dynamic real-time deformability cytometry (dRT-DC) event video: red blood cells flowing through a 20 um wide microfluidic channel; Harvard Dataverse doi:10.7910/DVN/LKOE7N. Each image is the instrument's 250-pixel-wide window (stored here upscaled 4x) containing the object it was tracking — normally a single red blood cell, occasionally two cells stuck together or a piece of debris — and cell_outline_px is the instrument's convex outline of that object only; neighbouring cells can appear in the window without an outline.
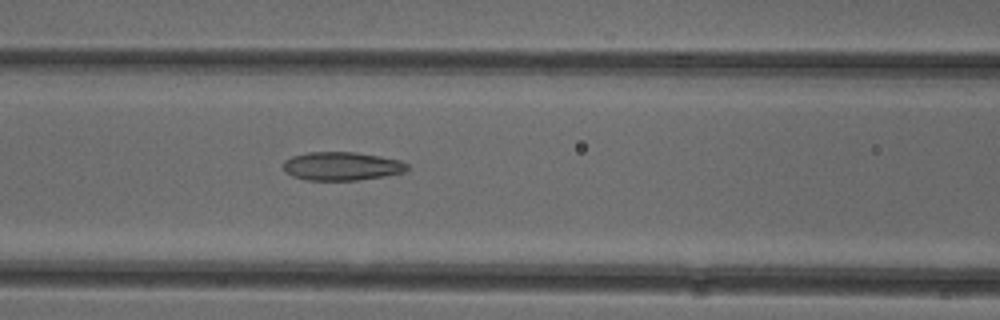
{"species": "common noctule bat (a hibernating species)", "species_latin": "Nyctalus noctula", "temperature_condition": "cold", "stored_images_in_passage": 32, "camera_frame_rate_fps": 3000, "um_per_image_px": 0.085, "animal": {"sex": "female"}, "frame": {"image": 1, "passage_image": 8, "time_ms": 2.333, "image_size_px": [1000, 320], "cell_outline_px": [[408, 168], [404, 172], [384, 176], [356, 180], [308, 180], [292, 176], [284, 172], [284, 160], [292, 156], [308, 152], [356, 152], [380, 156], [400, 160], [408, 164]], "centroid_in_image_um": [29.04, 14.12], "position_along_channel_um": 137.6, "area_um2": 20.58}}
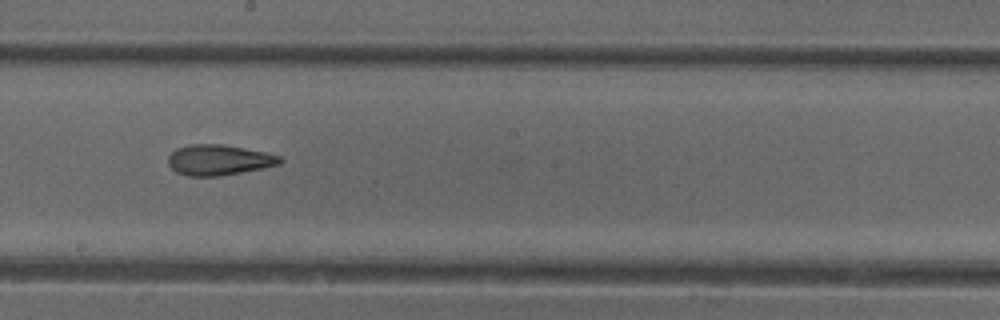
{"frame": {"image": 2, "passage_image": 15, "time_ms": 4.667, "image_size_px": [1000, 320], "cell_outline_px": [[284, 160], [280, 164], [264, 168], [220, 176], [188, 176], [176, 172], [168, 164], [168, 156], [176, 148], [188, 144], [224, 144], [264, 152], [280, 156]], "centroid_in_image_um": [18.6, 13.59], "position_along_channel_um": 229.6, "area_um2": 20.0}}
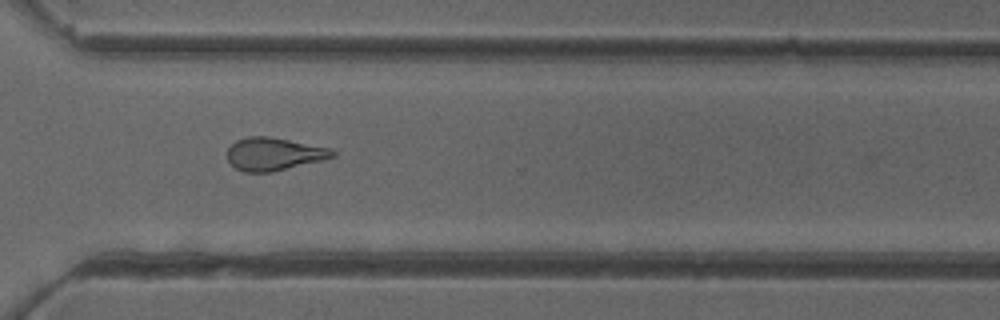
{"frame": {"image": 3, "passage_image": 24, "time_ms": 7.667, "image_size_px": [1000, 320], "cell_outline_px": [[336, 156], [272, 172], [244, 172], [236, 168], [228, 160], [228, 148], [236, 140], [248, 136], [268, 136], [328, 148], [336, 152]], "centroid_in_image_um": [23.24, 13.09], "position_along_channel_um": 347.4, "area_um2": 19.77}, "authors_computed_cell_mechanics": {"area_um2": 19.9699, "velocity_mm_per_s": 3.9322, "shape_relaxation_time_tau1_ms": null, "shape_relaxation_time_tau2_ms": 7.0488, "deformation_change_tau1": null, "deformation_change_tau2": 0.1154}}